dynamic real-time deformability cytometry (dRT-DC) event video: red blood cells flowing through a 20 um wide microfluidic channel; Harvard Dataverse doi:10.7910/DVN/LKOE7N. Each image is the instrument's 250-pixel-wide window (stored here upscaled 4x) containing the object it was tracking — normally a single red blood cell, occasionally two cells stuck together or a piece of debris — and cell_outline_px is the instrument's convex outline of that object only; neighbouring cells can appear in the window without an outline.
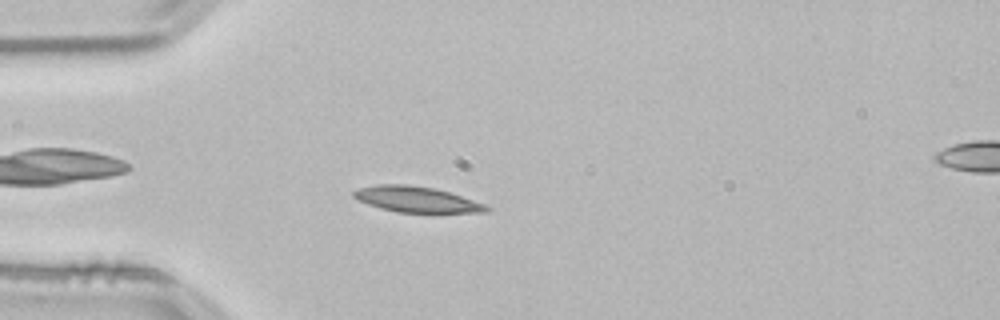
{"species": "common noctule bat (a hibernating species)", "species_latin": "Nyctalus noctula", "temperature_condition": "room temperature", "stored_images_in_passage": 45, "camera_frame_rate_fps": 3000, "um_per_image_px": 0.085, "animal": {"sex": "male", "body_mass_g": 21.5, "forearm_length_mm": 52.0}, "frame": {"image": 1, "passage_image": 6, "time_ms": 1.667, "image_size_px": [1000, 320], "cell_outline_px": [[492, 208], [488, 212], [396, 212], [380, 208], [368, 204], [352, 196], [352, 192], [360, 188], [380, 184], [408, 184], [436, 188], [484, 204]], "centroid_in_image_um": [35.39, 16.94], "position_along_channel_um": 49.6, "area_um2": 19.65}}
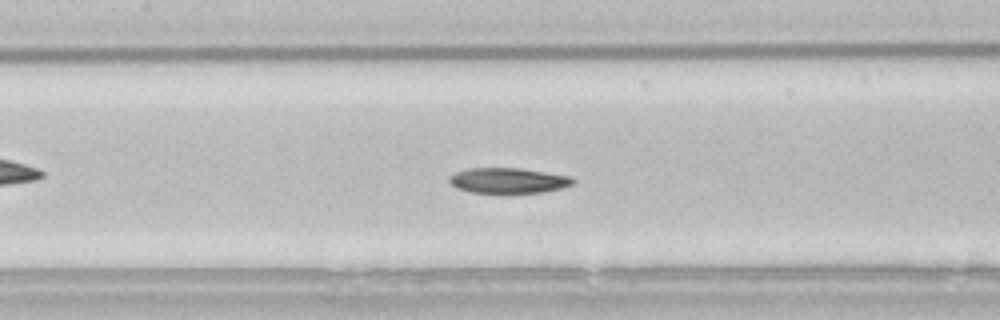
{"frame": {"image": 2, "passage_image": 16, "time_ms": 5.0, "image_size_px": [1000, 320], "cell_outline_px": [[576, 180], [572, 184], [560, 188], [544, 192], [500, 196], [468, 192], [456, 188], [448, 180], [456, 172], [468, 168], [520, 168], [568, 176]], "centroid_in_image_um": [43.16, 15.4], "position_along_channel_um": 164.2, "area_um2": 19.02}}
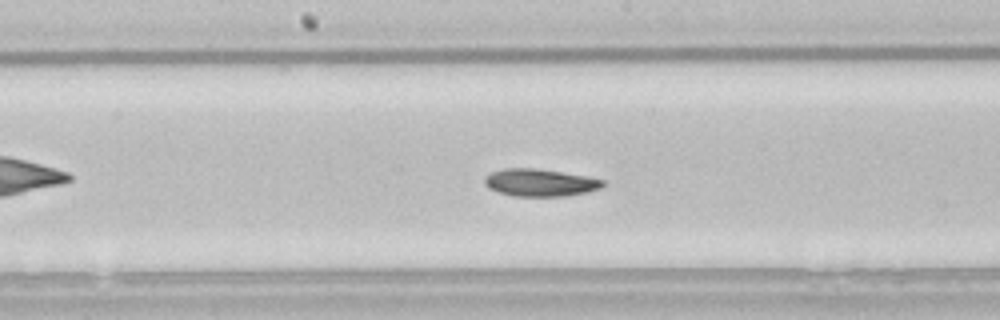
{"frame": {"image": 3, "passage_image": 19, "time_ms": 6.0, "image_size_px": [1000, 320], "cell_outline_px": [[604, 184], [600, 188], [588, 192], [564, 196], [512, 196], [488, 188], [484, 184], [484, 176], [492, 172], [504, 168], [536, 168], [588, 176], [604, 180]], "centroid_in_image_um": [45.89, 15.52], "position_along_channel_um": 202.3, "area_um2": 18.96}, "authors_computed_cell_mechanics": {"area_um2": 19.0162, "velocity_mm_per_s": 3.8211, "shape_relaxation_time_tau1_ms": 4.1354, "shape_relaxation_time_tau2_ms": null, "deformation_change_tau1": 0.1232, "deformation_change_tau2": null}}